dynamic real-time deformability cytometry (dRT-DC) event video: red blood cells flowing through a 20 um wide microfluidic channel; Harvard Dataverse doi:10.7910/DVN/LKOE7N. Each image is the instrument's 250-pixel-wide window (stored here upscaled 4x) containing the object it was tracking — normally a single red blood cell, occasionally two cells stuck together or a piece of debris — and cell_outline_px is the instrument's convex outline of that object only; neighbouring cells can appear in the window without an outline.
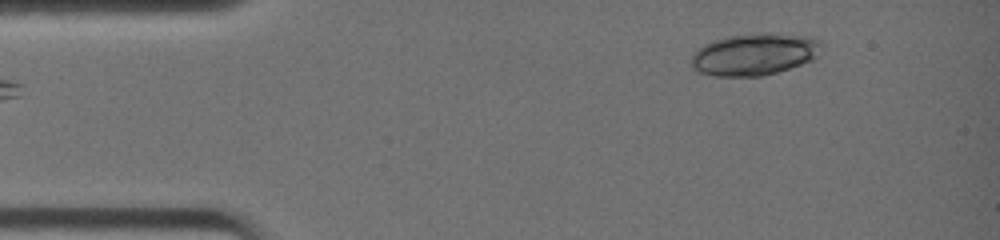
{"species": "common noctule bat (a hibernating species)", "species_latin": "Nyctalus noctula", "temperature_condition": "warm", "stored_images_in_passage": 10, "camera_frame_rate_fps": 3000, "um_per_image_px": 0.085, "animal": {"sex": "female", "body_mass_g": 19.0, "forearm_length_mm": 51.5}, "frame": {"image": 1, "passage_image": 4, "time_ms": 1.0, "image_size_px": [1000, 240], "cell_outline_px": [[820, 44], [816, 56], [812, 60], [776, 72], [760, 76], [712, 76], [700, 72], [692, 68], [692, 56], [704, 44], [712, 40], [724, 36], [752, 32], [772, 32], [808, 36], [820, 40]], "centroid_in_image_um": [64.1, 4.58], "position_along_channel_um": 20.9, "area_um2": 31.96}}